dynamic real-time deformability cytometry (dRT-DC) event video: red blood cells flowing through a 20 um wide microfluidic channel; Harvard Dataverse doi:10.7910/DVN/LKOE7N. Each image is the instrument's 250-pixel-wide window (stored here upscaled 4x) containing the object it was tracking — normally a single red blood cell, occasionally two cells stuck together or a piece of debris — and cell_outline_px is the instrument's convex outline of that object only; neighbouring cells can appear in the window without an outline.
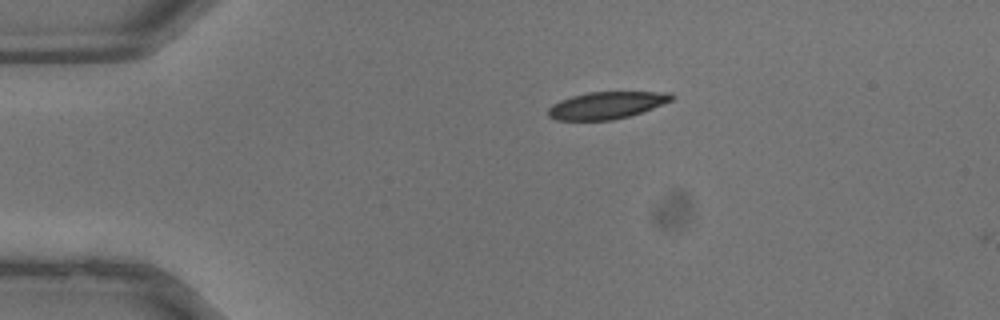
{"species": "common noctule bat (a hibernating species)", "species_latin": "Nyctalus noctula", "temperature_condition": "warm", "stored_images_in_passage": 4, "camera_frame_rate_fps": 3000, "um_per_image_px": 0.085, "animal": {"sex": "male", "body_mass_g": 13.3}, "frame": {"image": 1, "passage_image": 1, "time_ms": 0.0, "image_size_px": [1000, 320], "cell_outline_px": [[676, 96], [672, 100], [652, 108], [628, 116], [612, 120], [556, 120], [548, 116], [548, 108], [552, 104], [560, 100], [572, 96], [588, 92], [672, 92]], "centroid_in_image_um": [51.55, 8.94], "position_along_channel_um": 33.5, "area_um2": 19.42}}